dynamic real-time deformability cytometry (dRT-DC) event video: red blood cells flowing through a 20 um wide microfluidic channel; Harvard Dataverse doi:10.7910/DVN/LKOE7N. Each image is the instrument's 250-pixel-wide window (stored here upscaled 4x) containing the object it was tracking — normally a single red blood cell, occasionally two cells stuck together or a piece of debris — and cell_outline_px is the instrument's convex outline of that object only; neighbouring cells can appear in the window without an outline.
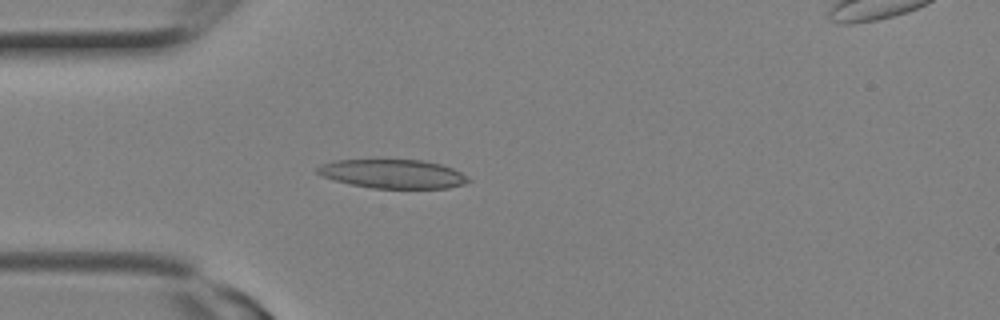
{"species": "Egyptian fruit bat (a non-hibernating species)", "species_latin": "Rousettus aegyptiacus", "temperature_condition": "room temperature", "stored_images_in_passage": 5, "camera_frame_rate_fps": 3000, "um_per_image_px": 0.085, "animal": {"sex": "female"}, "frame": {"image": 1, "passage_image": 3, "time_ms": 0.667, "image_size_px": [1000, 320], "cell_outline_px": [[472, 180], [464, 184], [448, 188], [372, 188], [352, 184], [336, 180], [324, 176], [316, 172], [316, 168], [320, 164], [336, 160], [424, 160], [440, 164], [452, 168], [468, 176]], "centroid_in_image_um": [33.42, 14.77], "position_along_channel_um": 51.6, "area_um2": 25.26}}
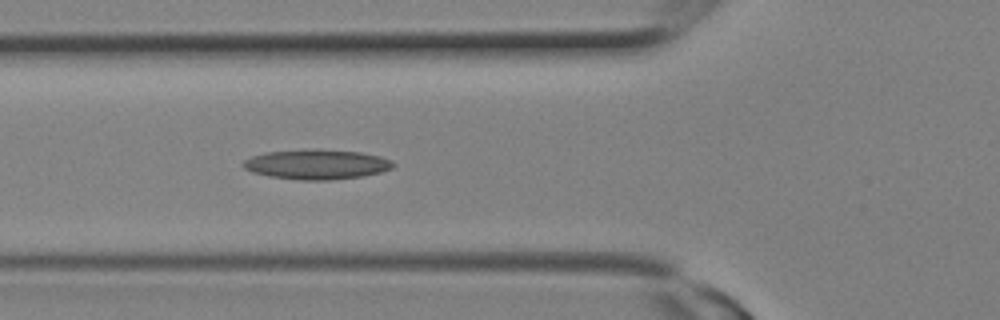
{"frame": {"image": 2, "passage_image": 5, "time_ms": 1.333, "image_size_px": [1000, 320], "cell_outline_px": [[396, 164], [392, 168], [380, 172], [360, 176], [328, 180], [300, 180], [272, 176], [252, 172], [244, 168], [240, 164], [244, 160], [252, 156], [264, 152], [312, 148], [316, 148], [360, 152], [380, 156], [392, 160]], "centroid_in_image_um": [26.9, 13.95], "position_along_channel_um": 98.9, "area_um2": 26.24}}